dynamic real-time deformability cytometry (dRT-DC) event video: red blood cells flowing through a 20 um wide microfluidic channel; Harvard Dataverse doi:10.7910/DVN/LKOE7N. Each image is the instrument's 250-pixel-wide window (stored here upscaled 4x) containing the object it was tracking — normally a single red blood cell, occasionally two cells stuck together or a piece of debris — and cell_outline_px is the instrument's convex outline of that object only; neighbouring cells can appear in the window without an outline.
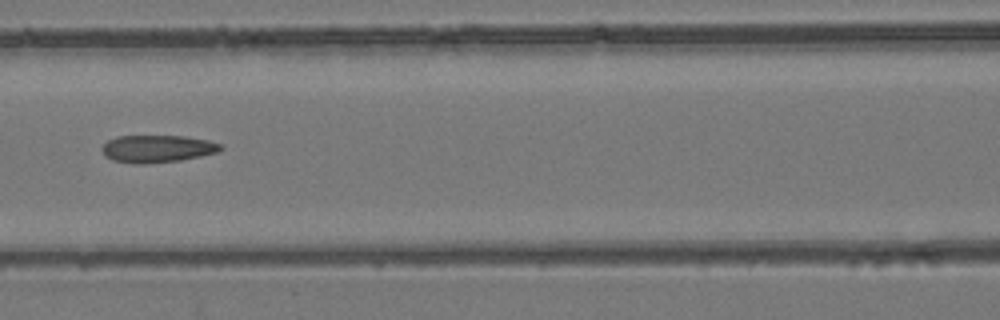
{"species": "common noctule bat (a hibernating species)", "species_latin": "Nyctalus noctula", "temperature_condition": "room temperature", "stored_images_in_passage": 8, "camera_frame_rate_fps": 3000, "um_per_image_px": 0.085, "animal": {"sex": "female", "body_mass_g": 24.6, "forearm_length_mm": 56.2}, "frame": {"image": 1, "passage_image": 8, "time_ms": 8.0, "image_size_px": [1000, 320], "cell_outline_px": [[224, 148], [220, 152], [180, 160], [144, 164], [132, 164], [112, 160], [104, 156], [100, 148], [108, 140], [116, 136], [184, 136], [208, 140], [220, 144]], "centroid_in_image_um": [13.35, 12.65], "position_along_channel_um": 153.3, "area_um2": 19.13}}